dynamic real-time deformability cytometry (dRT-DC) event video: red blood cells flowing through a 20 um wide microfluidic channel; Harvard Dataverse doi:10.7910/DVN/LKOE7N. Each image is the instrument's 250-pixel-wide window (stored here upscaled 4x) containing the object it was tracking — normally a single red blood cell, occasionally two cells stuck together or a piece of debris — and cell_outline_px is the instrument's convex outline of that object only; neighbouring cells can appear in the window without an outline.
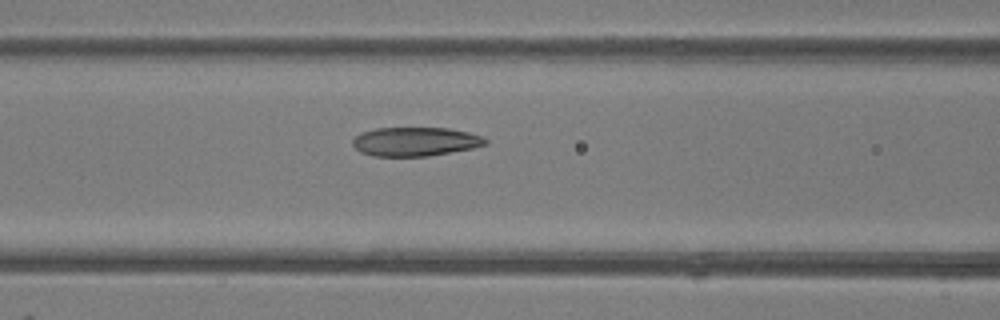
{"species": "common noctule bat (a hibernating species)", "species_latin": "Nyctalus noctula", "temperature_condition": "room temperature", "stored_images_in_passage": 9, "camera_frame_rate_fps": 3000, "um_per_image_px": 0.085, "animal": {"sex": "female"}, "frame": {"image": 1, "passage_image": 8, "time_ms": 2.333, "image_size_px": [1000, 320], "cell_outline_px": [[488, 144], [472, 148], [428, 156], [372, 156], [360, 152], [352, 144], [352, 140], [360, 132], [376, 128], [448, 128], [468, 132], [484, 136], [488, 140]], "centroid_in_image_um": [35.3, 12.03], "position_along_channel_um": 131.3, "area_um2": 22.48}}